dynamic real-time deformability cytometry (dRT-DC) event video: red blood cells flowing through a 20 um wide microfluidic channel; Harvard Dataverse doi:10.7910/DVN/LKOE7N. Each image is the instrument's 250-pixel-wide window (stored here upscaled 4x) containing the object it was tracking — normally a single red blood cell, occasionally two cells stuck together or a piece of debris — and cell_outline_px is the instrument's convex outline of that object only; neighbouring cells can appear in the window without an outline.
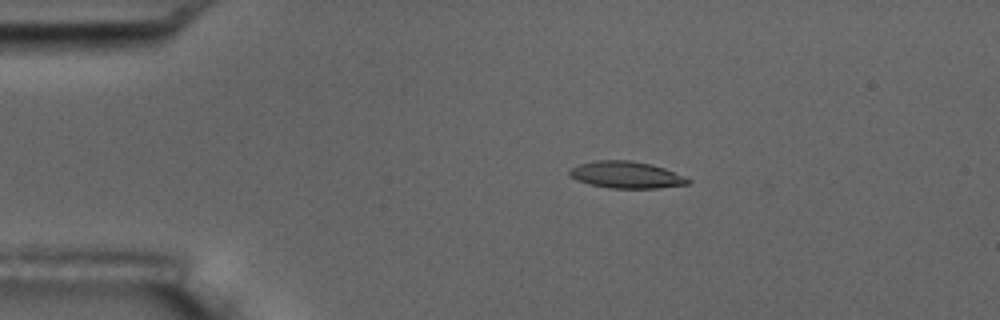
{"species": "common noctule bat (a hibernating species)", "species_latin": "Nyctalus noctula", "temperature_condition": "room temperature", "stored_images_in_passage": 6, "segment_of_instrument_passage": [1, 2], "camera_frame_rate_fps": 3000, "um_per_image_px": 0.085, "animal": {"sex": "male", "body_mass_g": 17.5, "forearm_length_mm": 52.3}, "frame": {"image": 1, "passage_image": 4, "time_ms": 3.333, "image_size_px": [1000, 320], "cell_outline_px": [[692, 180], [688, 184], [660, 188], [608, 188], [576, 180], [568, 176], [568, 172], [572, 168], [580, 164], [596, 160], [628, 160], [648, 164], [664, 168]], "centroid_in_image_um": [53.21, 14.87], "position_along_channel_um": 31.8, "area_um2": 18.32}}